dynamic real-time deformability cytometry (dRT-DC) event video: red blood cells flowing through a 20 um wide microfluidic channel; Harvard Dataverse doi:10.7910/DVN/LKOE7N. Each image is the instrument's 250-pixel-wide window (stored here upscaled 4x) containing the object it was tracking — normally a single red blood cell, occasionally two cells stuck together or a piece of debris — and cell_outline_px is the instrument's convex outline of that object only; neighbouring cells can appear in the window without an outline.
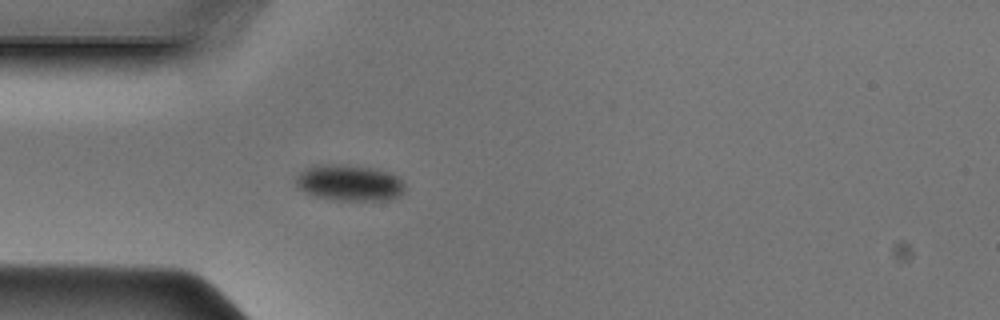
{"species": "Egyptian fruit bat (a non-hibernating species)", "species_latin": "Rousettus aegyptiacus", "temperature_condition": "cold", "stored_images_in_passage": 35, "camera_frame_rate_fps": 3000, "um_per_image_px": 0.085, "animal": {"sex": "male"}, "frame": {"image": 1, "passage_image": 1, "time_ms": 0.0, "image_size_px": [1000, 320], "cell_outline_px": [[404, 192], [400, 196], [388, 200], [340, 200], [312, 196], [304, 192], [296, 184], [296, 176], [300, 172], [308, 168], [320, 164], [344, 164], [372, 168], [388, 172], [396, 176], [404, 184]], "centroid_in_image_um": [29.69, 15.54], "position_along_channel_um": 55.3, "area_um2": 22.89}}
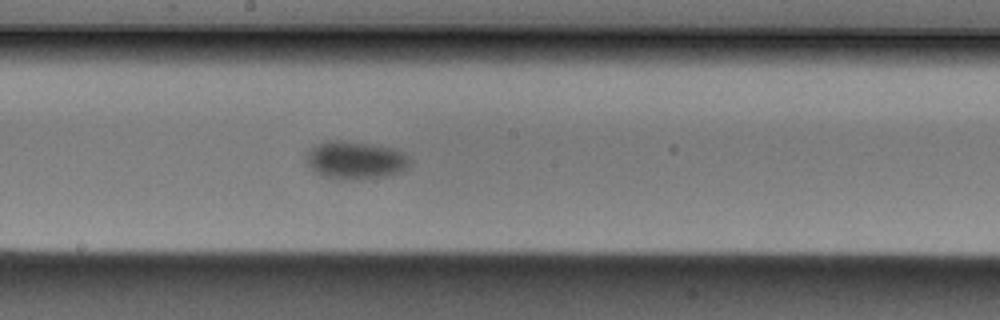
{"frame": {"image": 2, "passage_image": 13, "time_ms": 4.0, "image_size_px": [1000, 320], "cell_outline_px": [[412, 164], [404, 172], [388, 176], [356, 180], [336, 180], [320, 176], [308, 168], [304, 160], [304, 156], [316, 144], [324, 140], [344, 140], [392, 148], [404, 152], [412, 160]], "centroid_in_image_um": [30.19, 13.64], "position_along_channel_um": 218.0, "area_um2": 23.81}}
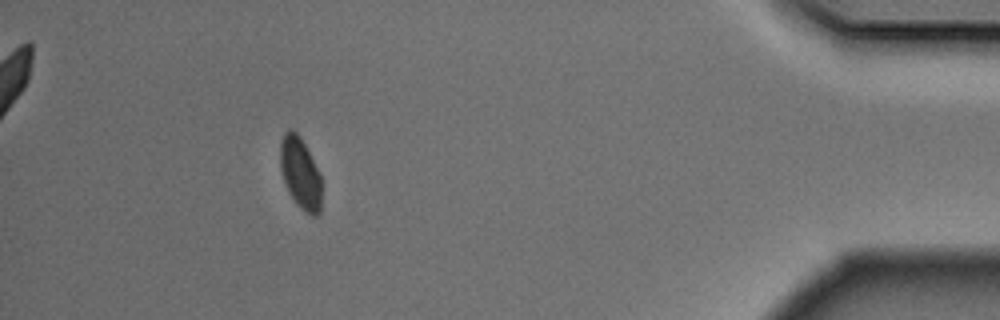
{"frame": {"image": 3, "passage_image": 31, "time_ms": 10.0, "image_size_px": [1000, 320], "cell_outline_px": [[320, 212], [316, 216], [312, 216], [304, 212], [296, 204], [288, 192], [284, 184], [280, 168], [280, 140], [284, 132], [288, 128], [292, 128], [300, 136], [320, 172]], "centroid_in_image_um": [25.5, 14.7], "position_along_channel_um": 409.7, "area_um2": 17.51}}